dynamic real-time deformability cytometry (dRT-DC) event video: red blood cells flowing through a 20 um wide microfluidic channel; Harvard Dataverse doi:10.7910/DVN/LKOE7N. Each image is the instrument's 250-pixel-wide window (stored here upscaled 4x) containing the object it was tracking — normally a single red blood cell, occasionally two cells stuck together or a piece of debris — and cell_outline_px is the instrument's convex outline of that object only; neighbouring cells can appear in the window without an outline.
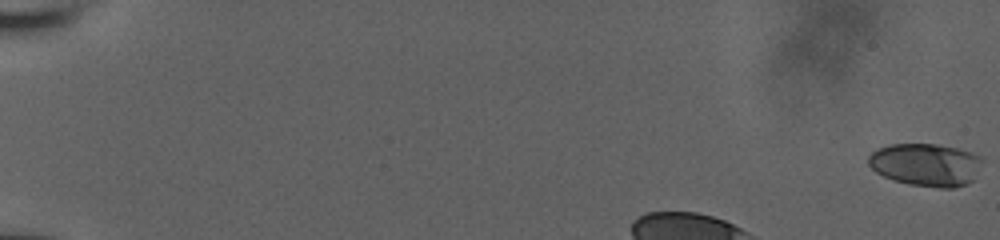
{"species": "human", "species_latin": "Homo sapiens", "temperature_condition": "room temperature", "stored_images_in_passage": 17, "camera_frame_rate_fps": 3000, "um_per_image_px": 0.085, "donor": {"sex": "male"}, "frame": {"image": 1, "passage_image": 1, "time_ms": 0.0, "image_size_px": [1000, 240], "cell_outline_px": [[984, 160], [972, 180], [968, 184], [952, 188], [940, 188], [908, 184], [892, 180], [876, 172], [868, 164], [868, 156], [876, 148], [888, 144], [936, 144], [956, 148], [972, 152], [980, 156]], "centroid_in_image_um": [78.69, 14.0], "position_along_channel_um": 6.3, "area_um2": 28.61}}
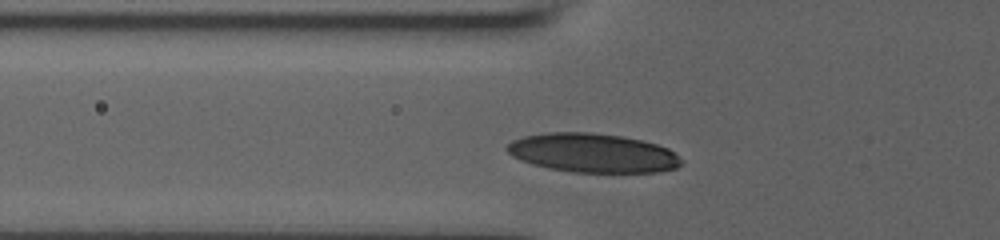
{"frame": {"image": 2, "passage_image": 13, "time_ms": 4.333, "image_size_px": [1000, 240], "cell_outline_px": [[680, 164], [676, 168], [656, 172], [572, 172], [548, 168], [532, 164], [520, 160], [512, 156], [504, 148], [512, 140], [524, 136], [548, 132], [588, 132], [620, 136], [640, 140], [656, 144], [668, 148], [680, 160]], "centroid_in_image_um": [50.31, 13.0], "position_along_channel_um": 75.5, "area_um2": 39.36}}
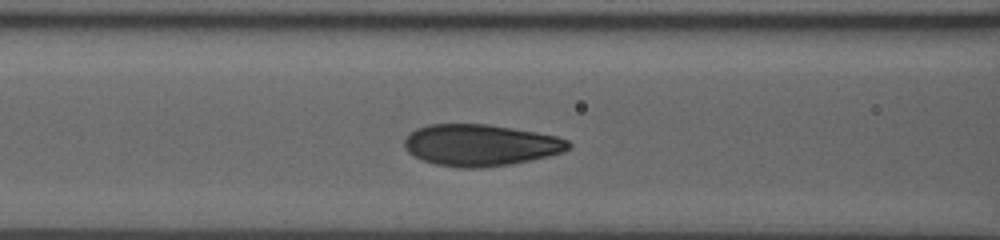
{"frame": {"image": 3, "passage_image": 16, "time_ms": 5.667, "image_size_px": [1000, 240], "cell_outline_px": [[572, 144], [564, 152], [548, 156], [508, 164], [480, 168], [460, 168], [436, 164], [424, 160], [408, 152], [404, 148], [404, 140], [416, 128], [428, 124], [484, 124], [512, 128], [536, 132], [556, 136], [568, 140]], "centroid_in_image_um": [40.83, 12.33], "position_along_channel_um": 125.8, "area_um2": 39.48}}